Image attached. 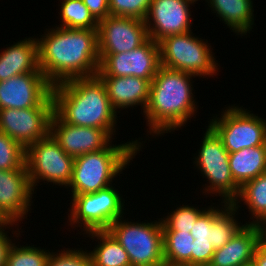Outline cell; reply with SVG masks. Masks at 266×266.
Listing matches in <instances>:
<instances>
[{
  "label": "cell",
  "instance_id": "obj_14",
  "mask_svg": "<svg viewBox=\"0 0 266 266\" xmlns=\"http://www.w3.org/2000/svg\"><path fill=\"white\" fill-rule=\"evenodd\" d=\"M54 107L0 109V133L9 136L25 149L50 132Z\"/></svg>",
  "mask_w": 266,
  "mask_h": 266
},
{
  "label": "cell",
  "instance_id": "obj_22",
  "mask_svg": "<svg viewBox=\"0 0 266 266\" xmlns=\"http://www.w3.org/2000/svg\"><path fill=\"white\" fill-rule=\"evenodd\" d=\"M216 17L240 37L252 31L254 25L253 0H205Z\"/></svg>",
  "mask_w": 266,
  "mask_h": 266
},
{
  "label": "cell",
  "instance_id": "obj_1",
  "mask_svg": "<svg viewBox=\"0 0 266 266\" xmlns=\"http://www.w3.org/2000/svg\"><path fill=\"white\" fill-rule=\"evenodd\" d=\"M40 37L36 38L39 68L52 86L98 72L97 30L52 26Z\"/></svg>",
  "mask_w": 266,
  "mask_h": 266
},
{
  "label": "cell",
  "instance_id": "obj_28",
  "mask_svg": "<svg viewBox=\"0 0 266 266\" xmlns=\"http://www.w3.org/2000/svg\"><path fill=\"white\" fill-rule=\"evenodd\" d=\"M34 246H19L13 241L7 251L5 266H46L51 250Z\"/></svg>",
  "mask_w": 266,
  "mask_h": 266
},
{
  "label": "cell",
  "instance_id": "obj_11",
  "mask_svg": "<svg viewBox=\"0 0 266 266\" xmlns=\"http://www.w3.org/2000/svg\"><path fill=\"white\" fill-rule=\"evenodd\" d=\"M25 158L33 190L42 181L45 184L50 182L53 186L68 187L73 174L74 158L63 151L50 133L30 144L26 148Z\"/></svg>",
  "mask_w": 266,
  "mask_h": 266
},
{
  "label": "cell",
  "instance_id": "obj_27",
  "mask_svg": "<svg viewBox=\"0 0 266 266\" xmlns=\"http://www.w3.org/2000/svg\"><path fill=\"white\" fill-rule=\"evenodd\" d=\"M61 24L56 25L69 29L97 30L99 21L93 16L82 0L60 1Z\"/></svg>",
  "mask_w": 266,
  "mask_h": 266
},
{
  "label": "cell",
  "instance_id": "obj_29",
  "mask_svg": "<svg viewBox=\"0 0 266 266\" xmlns=\"http://www.w3.org/2000/svg\"><path fill=\"white\" fill-rule=\"evenodd\" d=\"M26 149L17 141L0 133V170L27 169Z\"/></svg>",
  "mask_w": 266,
  "mask_h": 266
},
{
  "label": "cell",
  "instance_id": "obj_10",
  "mask_svg": "<svg viewBox=\"0 0 266 266\" xmlns=\"http://www.w3.org/2000/svg\"><path fill=\"white\" fill-rule=\"evenodd\" d=\"M221 111L222 114L214 115L208 125L220 137L229 153L266 145L265 119L235 104Z\"/></svg>",
  "mask_w": 266,
  "mask_h": 266
},
{
  "label": "cell",
  "instance_id": "obj_5",
  "mask_svg": "<svg viewBox=\"0 0 266 266\" xmlns=\"http://www.w3.org/2000/svg\"><path fill=\"white\" fill-rule=\"evenodd\" d=\"M140 139L143 140L139 137L118 145L111 142L103 150L74 158L72 178L66 188L70 195L95 193L113 185L114 178L140 153L144 142Z\"/></svg>",
  "mask_w": 266,
  "mask_h": 266
},
{
  "label": "cell",
  "instance_id": "obj_9",
  "mask_svg": "<svg viewBox=\"0 0 266 266\" xmlns=\"http://www.w3.org/2000/svg\"><path fill=\"white\" fill-rule=\"evenodd\" d=\"M121 195L114 185L95 193L71 195L68 226L80 228L83 234L107 230L126 214L125 200Z\"/></svg>",
  "mask_w": 266,
  "mask_h": 266
},
{
  "label": "cell",
  "instance_id": "obj_3",
  "mask_svg": "<svg viewBox=\"0 0 266 266\" xmlns=\"http://www.w3.org/2000/svg\"><path fill=\"white\" fill-rule=\"evenodd\" d=\"M193 78L196 76L160 66L150 83L149 101L142 114L148 135L161 137L184 127L193 116L196 118Z\"/></svg>",
  "mask_w": 266,
  "mask_h": 266
},
{
  "label": "cell",
  "instance_id": "obj_21",
  "mask_svg": "<svg viewBox=\"0 0 266 266\" xmlns=\"http://www.w3.org/2000/svg\"><path fill=\"white\" fill-rule=\"evenodd\" d=\"M26 73H42L38 62L36 37L9 44L0 52V81Z\"/></svg>",
  "mask_w": 266,
  "mask_h": 266
},
{
  "label": "cell",
  "instance_id": "obj_12",
  "mask_svg": "<svg viewBox=\"0 0 266 266\" xmlns=\"http://www.w3.org/2000/svg\"><path fill=\"white\" fill-rule=\"evenodd\" d=\"M99 56L98 77L134 76L151 82L161 66L159 44L151 38L132 51Z\"/></svg>",
  "mask_w": 266,
  "mask_h": 266
},
{
  "label": "cell",
  "instance_id": "obj_6",
  "mask_svg": "<svg viewBox=\"0 0 266 266\" xmlns=\"http://www.w3.org/2000/svg\"><path fill=\"white\" fill-rule=\"evenodd\" d=\"M195 36L191 30L160 40L158 44L161 66L203 77V79L207 76H217L220 65L212 51V46L208 40Z\"/></svg>",
  "mask_w": 266,
  "mask_h": 266
},
{
  "label": "cell",
  "instance_id": "obj_17",
  "mask_svg": "<svg viewBox=\"0 0 266 266\" xmlns=\"http://www.w3.org/2000/svg\"><path fill=\"white\" fill-rule=\"evenodd\" d=\"M34 190L27 169L0 170V217L22 222L31 213Z\"/></svg>",
  "mask_w": 266,
  "mask_h": 266
},
{
  "label": "cell",
  "instance_id": "obj_15",
  "mask_svg": "<svg viewBox=\"0 0 266 266\" xmlns=\"http://www.w3.org/2000/svg\"><path fill=\"white\" fill-rule=\"evenodd\" d=\"M99 54H119L141 46L149 37L145 20L112 16L99 21Z\"/></svg>",
  "mask_w": 266,
  "mask_h": 266
},
{
  "label": "cell",
  "instance_id": "obj_13",
  "mask_svg": "<svg viewBox=\"0 0 266 266\" xmlns=\"http://www.w3.org/2000/svg\"><path fill=\"white\" fill-rule=\"evenodd\" d=\"M54 107L52 85L43 73H26L0 81V109Z\"/></svg>",
  "mask_w": 266,
  "mask_h": 266
},
{
  "label": "cell",
  "instance_id": "obj_31",
  "mask_svg": "<svg viewBox=\"0 0 266 266\" xmlns=\"http://www.w3.org/2000/svg\"><path fill=\"white\" fill-rule=\"evenodd\" d=\"M152 0H109L112 16L133 17L145 20Z\"/></svg>",
  "mask_w": 266,
  "mask_h": 266
},
{
  "label": "cell",
  "instance_id": "obj_26",
  "mask_svg": "<svg viewBox=\"0 0 266 266\" xmlns=\"http://www.w3.org/2000/svg\"><path fill=\"white\" fill-rule=\"evenodd\" d=\"M219 205H214L215 250L222 248L244 225L237 220V215L240 213L232 203L221 201Z\"/></svg>",
  "mask_w": 266,
  "mask_h": 266
},
{
  "label": "cell",
  "instance_id": "obj_8",
  "mask_svg": "<svg viewBox=\"0 0 266 266\" xmlns=\"http://www.w3.org/2000/svg\"><path fill=\"white\" fill-rule=\"evenodd\" d=\"M160 219L129 222L122 216L107 229L127 252L131 266H165Z\"/></svg>",
  "mask_w": 266,
  "mask_h": 266
},
{
  "label": "cell",
  "instance_id": "obj_24",
  "mask_svg": "<svg viewBox=\"0 0 266 266\" xmlns=\"http://www.w3.org/2000/svg\"><path fill=\"white\" fill-rule=\"evenodd\" d=\"M84 235L98 241L94 249L88 251L92 266H131L127 252L107 230L91 231Z\"/></svg>",
  "mask_w": 266,
  "mask_h": 266
},
{
  "label": "cell",
  "instance_id": "obj_34",
  "mask_svg": "<svg viewBox=\"0 0 266 266\" xmlns=\"http://www.w3.org/2000/svg\"><path fill=\"white\" fill-rule=\"evenodd\" d=\"M252 263L255 266H266V246L264 244L260 243L256 248Z\"/></svg>",
  "mask_w": 266,
  "mask_h": 266
},
{
  "label": "cell",
  "instance_id": "obj_36",
  "mask_svg": "<svg viewBox=\"0 0 266 266\" xmlns=\"http://www.w3.org/2000/svg\"><path fill=\"white\" fill-rule=\"evenodd\" d=\"M244 266H255L253 263H250V264H247V265H244Z\"/></svg>",
  "mask_w": 266,
  "mask_h": 266
},
{
  "label": "cell",
  "instance_id": "obj_2",
  "mask_svg": "<svg viewBox=\"0 0 266 266\" xmlns=\"http://www.w3.org/2000/svg\"><path fill=\"white\" fill-rule=\"evenodd\" d=\"M212 204L202 209L182 204L161 218L165 266L210 265L215 251Z\"/></svg>",
  "mask_w": 266,
  "mask_h": 266
},
{
  "label": "cell",
  "instance_id": "obj_19",
  "mask_svg": "<svg viewBox=\"0 0 266 266\" xmlns=\"http://www.w3.org/2000/svg\"><path fill=\"white\" fill-rule=\"evenodd\" d=\"M260 243L259 225L244 223L222 248L214 251L210 266H244L250 264Z\"/></svg>",
  "mask_w": 266,
  "mask_h": 266
},
{
  "label": "cell",
  "instance_id": "obj_18",
  "mask_svg": "<svg viewBox=\"0 0 266 266\" xmlns=\"http://www.w3.org/2000/svg\"><path fill=\"white\" fill-rule=\"evenodd\" d=\"M49 133L63 151L73 158L103 150L115 139L103 129L70 125L55 112L50 120Z\"/></svg>",
  "mask_w": 266,
  "mask_h": 266
},
{
  "label": "cell",
  "instance_id": "obj_4",
  "mask_svg": "<svg viewBox=\"0 0 266 266\" xmlns=\"http://www.w3.org/2000/svg\"><path fill=\"white\" fill-rule=\"evenodd\" d=\"M54 112L73 126L105 130L116 135L117 112L112 108L105 86L95 75L74 78L52 86Z\"/></svg>",
  "mask_w": 266,
  "mask_h": 266
},
{
  "label": "cell",
  "instance_id": "obj_35",
  "mask_svg": "<svg viewBox=\"0 0 266 266\" xmlns=\"http://www.w3.org/2000/svg\"><path fill=\"white\" fill-rule=\"evenodd\" d=\"M261 243L266 246V219L259 224Z\"/></svg>",
  "mask_w": 266,
  "mask_h": 266
},
{
  "label": "cell",
  "instance_id": "obj_23",
  "mask_svg": "<svg viewBox=\"0 0 266 266\" xmlns=\"http://www.w3.org/2000/svg\"><path fill=\"white\" fill-rule=\"evenodd\" d=\"M228 160L232 177L241 187L245 182L266 172V145L229 153Z\"/></svg>",
  "mask_w": 266,
  "mask_h": 266
},
{
  "label": "cell",
  "instance_id": "obj_25",
  "mask_svg": "<svg viewBox=\"0 0 266 266\" xmlns=\"http://www.w3.org/2000/svg\"><path fill=\"white\" fill-rule=\"evenodd\" d=\"M242 202L251 213L252 221L249 219L247 224L259 225L266 219V172L240 187L239 195L232 204L239 209Z\"/></svg>",
  "mask_w": 266,
  "mask_h": 266
},
{
  "label": "cell",
  "instance_id": "obj_30",
  "mask_svg": "<svg viewBox=\"0 0 266 266\" xmlns=\"http://www.w3.org/2000/svg\"><path fill=\"white\" fill-rule=\"evenodd\" d=\"M66 249V250H65ZM50 252L46 266H92L91 257L83 248H65Z\"/></svg>",
  "mask_w": 266,
  "mask_h": 266
},
{
  "label": "cell",
  "instance_id": "obj_32",
  "mask_svg": "<svg viewBox=\"0 0 266 266\" xmlns=\"http://www.w3.org/2000/svg\"><path fill=\"white\" fill-rule=\"evenodd\" d=\"M19 225H20V223L17 224L15 222H8V221L0 222V266H5V261H6V255H7L8 248L10 247V245L14 241L7 234V233H9V231H5V230L8 229V228L10 229V227H11L13 237L15 236V238L16 237L18 238L19 236H21L20 232L21 233L23 232V230L19 231L20 230L19 229ZM16 226H18V227L16 228ZM14 228H16V229H14Z\"/></svg>",
  "mask_w": 266,
  "mask_h": 266
},
{
  "label": "cell",
  "instance_id": "obj_7",
  "mask_svg": "<svg viewBox=\"0 0 266 266\" xmlns=\"http://www.w3.org/2000/svg\"><path fill=\"white\" fill-rule=\"evenodd\" d=\"M203 135L200 149L197 150L196 157H193L194 168H198L202 178L207 179L201 192L203 196L213 197L215 194L222 202L233 203L239 195L240 186L234 181L230 171L229 152L209 125Z\"/></svg>",
  "mask_w": 266,
  "mask_h": 266
},
{
  "label": "cell",
  "instance_id": "obj_20",
  "mask_svg": "<svg viewBox=\"0 0 266 266\" xmlns=\"http://www.w3.org/2000/svg\"><path fill=\"white\" fill-rule=\"evenodd\" d=\"M99 78L105 86L112 108L118 114L121 109H133L138 105L144 113L149 101V80L134 76Z\"/></svg>",
  "mask_w": 266,
  "mask_h": 266
},
{
  "label": "cell",
  "instance_id": "obj_33",
  "mask_svg": "<svg viewBox=\"0 0 266 266\" xmlns=\"http://www.w3.org/2000/svg\"><path fill=\"white\" fill-rule=\"evenodd\" d=\"M82 1L98 21L110 15L109 0H82Z\"/></svg>",
  "mask_w": 266,
  "mask_h": 266
},
{
  "label": "cell",
  "instance_id": "obj_16",
  "mask_svg": "<svg viewBox=\"0 0 266 266\" xmlns=\"http://www.w3.org/2000/svg\"><path fill=\"white\" fill-rule=\"evenodd\" d=\"M193 0H152L145 18L148 37L154 42L191 31Z\"/></svg>",
  "mask_w": 266,
  "mask_h": 266
}]
</instances>
